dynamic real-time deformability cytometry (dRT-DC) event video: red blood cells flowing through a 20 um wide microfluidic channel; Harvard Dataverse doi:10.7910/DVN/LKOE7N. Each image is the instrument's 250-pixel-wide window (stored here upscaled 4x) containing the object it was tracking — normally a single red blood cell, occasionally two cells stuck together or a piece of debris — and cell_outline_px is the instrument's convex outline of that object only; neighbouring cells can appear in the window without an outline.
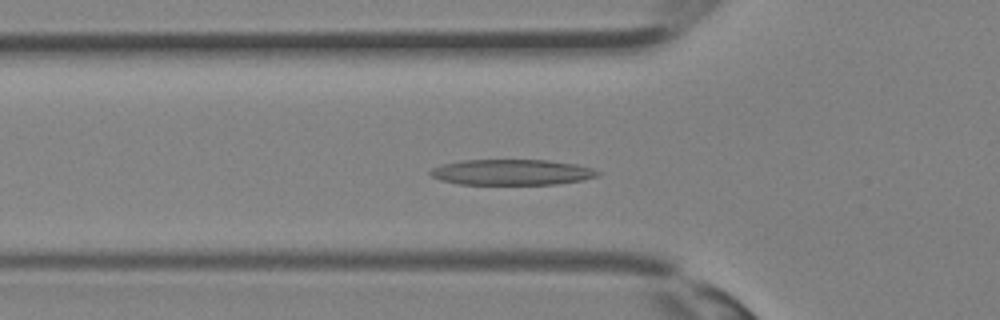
{"species": "Egyptian fruit bat (a non-hibernating species)", "species_latin": "Rousettus aegyptiacus", "temperature_condition": "room temperature", "stored_images_in_passage": 13, "camera_frame_rate_fps": 3000, "um_per_image_px": 0.085, "animal": {"sex": "female"}, "frame": {"image": 1, "passage_image": 10, "time_ms": 3.0, "image_size_px": [1000, 320], "cell_outline_px": [[604, 172], [600, 176], [580, 180], [556, 184], [460, 184], [440, 180], [432, 176], [428, 172], [432, 168], [444, 164], [464, 160], [548, 160], [576, 164], [592, 168]], "centroid_in_image_um": [43.55, 14.64], "position_along_channel_um": 82.3, "area_um2": 25.03}}
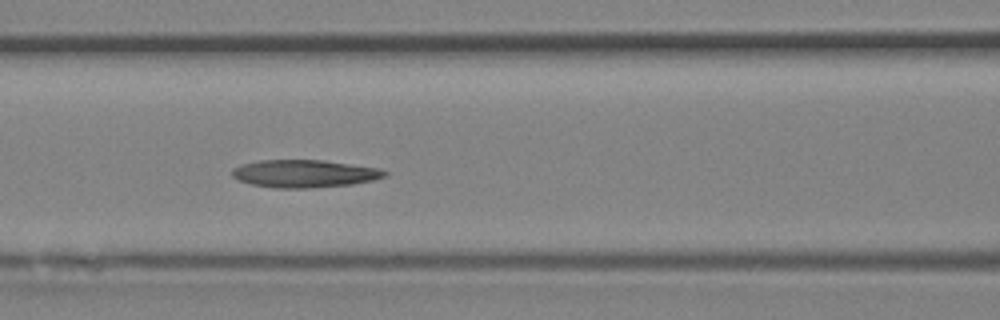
{"frame": {"image": 2, "passage_image": 13, "time_ms": 4.0, "image_size_px": [1000, 320], "cell_outline_px": [[388, 176], [372, 180], [352, 184], [308, 188], [276, 188], [252, 184], [236, 180], [232, 176], [232, 168], [240, 164], [260, 160], [324, 160], [380, 168], [388, 172]], "centroid_in_image_um": [25.87, 14.75], "position_along_channel_um": 140.7, "area_um2": 24.74}}